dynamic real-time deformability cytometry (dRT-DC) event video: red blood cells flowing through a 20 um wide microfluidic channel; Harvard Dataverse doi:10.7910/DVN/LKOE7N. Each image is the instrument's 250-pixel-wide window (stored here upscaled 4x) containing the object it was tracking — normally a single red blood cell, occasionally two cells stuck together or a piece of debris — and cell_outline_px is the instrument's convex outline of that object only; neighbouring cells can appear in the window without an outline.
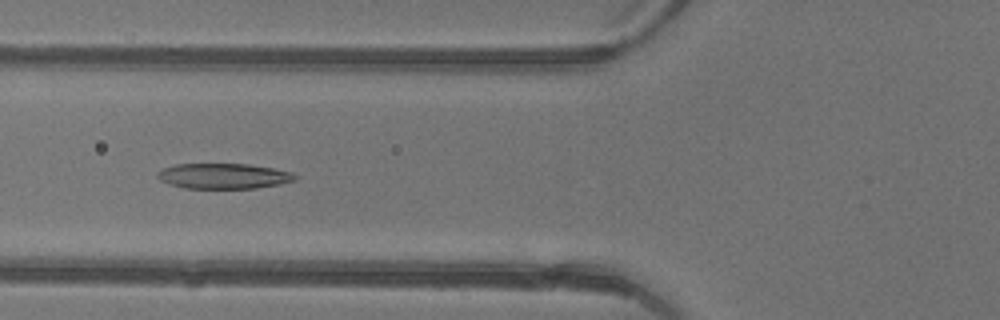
{"species": "common noctule bat (a hibernating species)", "species_latin": "Nyctalus noctula", "temperature_condition": "warm", "stored_images_in_passage": 47, "camera_frame_rate_fps": 3000, "um_per_image_px": 0.085, "animal": {"sex": "female"}, "frame": {"image": 1, "passage_image": 19, "time_ms": 6.0, "image_size_px": [1000, 320], "cell_outline_px": [[296, 180], [280, 184], [256, 188], [184, 188], [160, 180], [156, 176], [156, 172], [164, 168], [176, 164], [248, 164], [272, 168], [292, 172], [296, 176]], "centroid_in_image_um": [19.0, 14.96], "position_along_channel_um": 106.8, "area_um2": 20.23}}
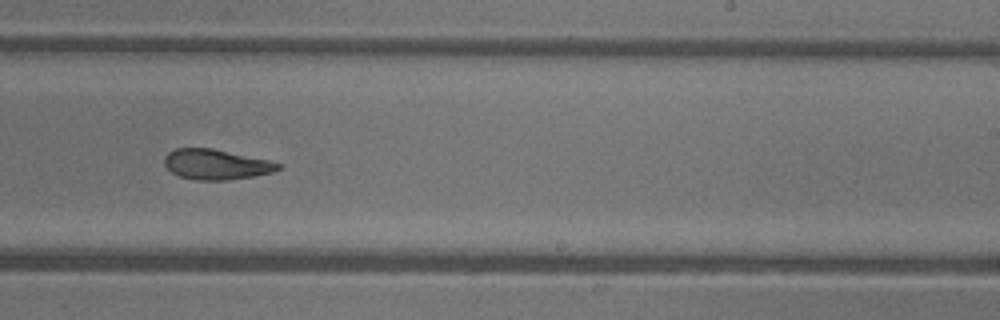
{"frame": {"image": 2, "passage_image": 30, "time_ms": 9.667, "image_size_px": [1000, 320], "cell_outline_px": [[280, 168], [272, 172], [252, 176], [228, 180], [196, 180], [180, 176], [172, 172], [164, 164], [164, 156], [168, 152], [176, 148], [212, 148], [268, 160], [280, 164]], "centroid_in_image_um": [18.33, 13.97], "position_along_channel_um": 270.7, "area_um2": 19.83}}
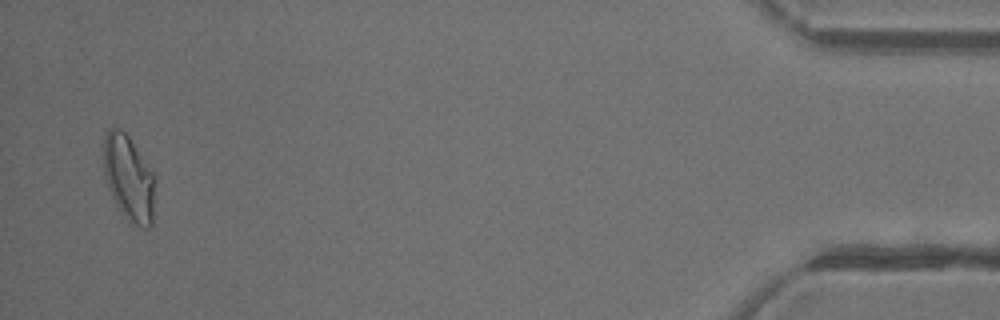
{"frame": {"image": 3, "passage_image": 46, "time_ms": 15.0, "image_size_px": [1000, 320], "cell_outline_px": [[156, 180], [152, 224], [148, 228], [140, 228], [128, 220], [116, 208], [108, 188], [104, 176], [104, 136], [108, 128], [112, 124], [120, 128], [128, 136], [156, 176]], "centroid_in_image_um": [10.95, 15.15], "position_along_channel_um": 424.3, "area_um2": 26.3}, "authors_computed_cell_mechanics": {"area_um2": 22.1952, "velocity_mm_per_s": 4.4703, "shape_relaxation_time_tau1_ms": 7.5935, "shape_relaxation_time_tau2_ms": 2.5916, "deformation_change_tau1": 0.2191, "deformation_change_tau2": 0.1007}}